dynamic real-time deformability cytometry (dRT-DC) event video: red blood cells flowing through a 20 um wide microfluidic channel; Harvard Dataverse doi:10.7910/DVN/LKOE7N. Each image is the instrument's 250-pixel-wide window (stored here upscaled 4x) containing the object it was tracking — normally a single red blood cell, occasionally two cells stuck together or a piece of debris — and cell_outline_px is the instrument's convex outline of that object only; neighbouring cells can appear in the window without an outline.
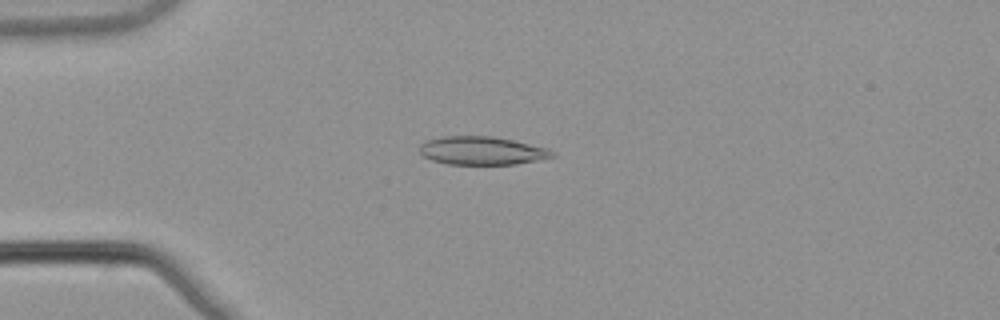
{"species": "common noctule bat (a hibernating species)", "species_latin": "Nyctalus noctula", "temperature_condition": "warm", "stored_images_in_passage": 53, "camera_frame_rate_fps": 3000, "um_per_image_px": 0.085, "animal": {"sex": "male", "body_mass_g": 21.5, "forearm_length_mm": 52.0}, "frame": {"image": 1, "passage_image": 14, "time_ms": 4.333, "image_size_px": [1000, 320], "cell_outline_px": [[556, 156], [516, 164], [448, 164], [432, 160], [424, 156], [420, 152], [420, 144], [424, 140], [440, 136], [492, 136], [512, 140], [548, 148]], "centroid_in_image_um": [40.92, 12.8], "position_along_channel_um": 44.1, "area_um2": 21.79}}
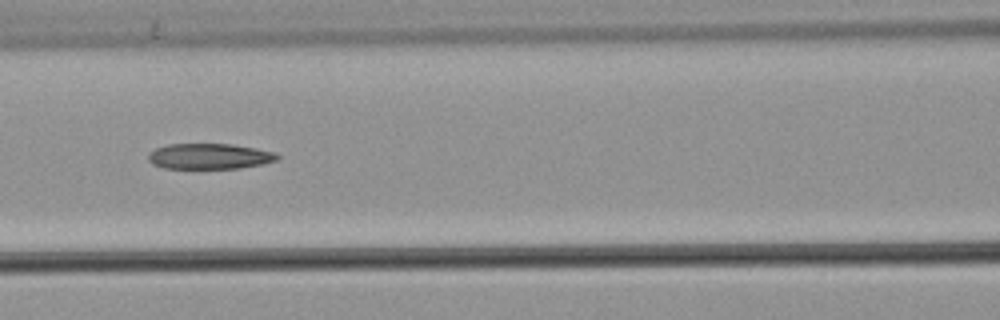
{"frame": {"image": 2, "passage_image": 24, "time_ms": 7.667, "image_size_px": [1000, 320], "cell_outline_px": [[280, 156], [276, 160], [260, 164], [240, 168], [164, 168], [152, 164], [148, 160], [148, 152], [156, 148], [168, 144], [232, 144], [256, 148], [276, 152]], "centroid_in_image_um": [17.78, 13.28], "position_along_channel_um": 148.8, "area_um2": 19.25}}
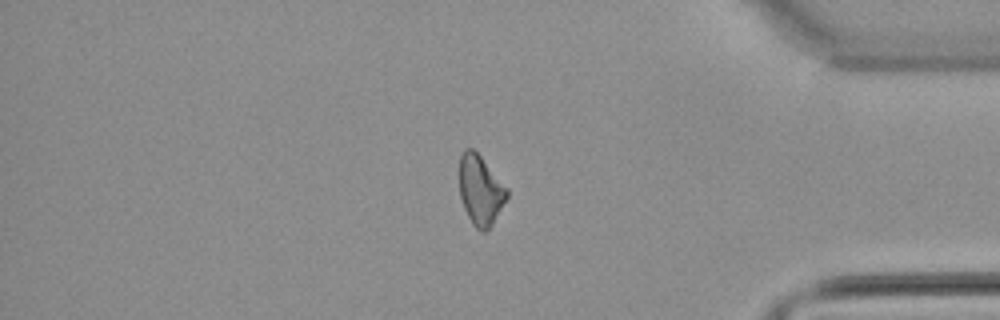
{"frame": {"image": 3, "passage_image": 45, "time_ms": 14.667, "image_size_px": [1000, 320], "cell_outline_px": [[508, 196], [492, 224], [484, 232], [480, 232], [472, 224], [464, 208], [460, 196], [460, 156], [464, 148], [472, 148], [480, 156], [508, 188]], "centroid_in_image_um": [40.83, 16.16], "position_along_channel_um": 394.4, "area_um2": 19.13}}